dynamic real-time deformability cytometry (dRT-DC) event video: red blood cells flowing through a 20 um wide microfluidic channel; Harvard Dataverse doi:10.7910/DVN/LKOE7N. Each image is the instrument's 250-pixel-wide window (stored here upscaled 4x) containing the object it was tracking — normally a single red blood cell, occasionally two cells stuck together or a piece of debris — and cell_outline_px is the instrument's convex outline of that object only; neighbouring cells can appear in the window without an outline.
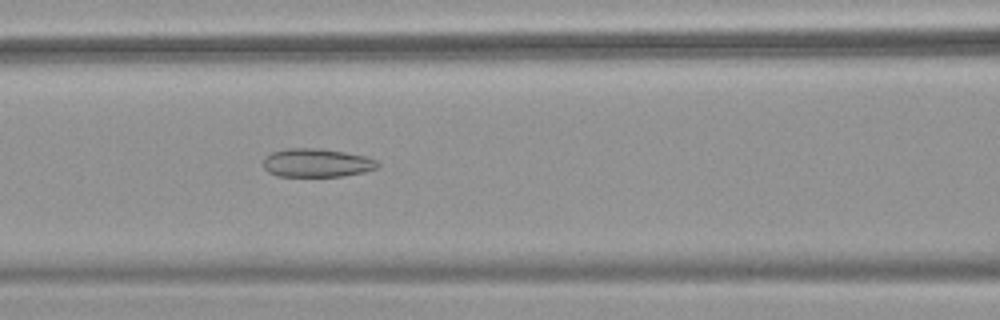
{"species": "common noctule bat (a hibernating species)", "species_latin": "Nyctalus noctula", "temperature_condition": "warm", "stored_images_in_passage": 38, "camera_frame_rate_fps": 3000, "um_per_image_px": 0.085, "animal": {"sex": "female", "body_mass_g": 18.4}, "frame": {"image": 1, "passage_image": 13, "time_ms": 4.0, "image_size_px": [1000, 320], "cell_outline_px": [[380, 164], [376, 168], [364, 172], [344, 176], [276, 176], [268, 172], [264, 168], [264, 156], [272, 152], [288, 148], [320, 148], [368, 156], [376, 160]], "centroid_in_image_um": [26.92, 13.84], "position_along_channel_um": 139.7, "area_um2": 19.13}}
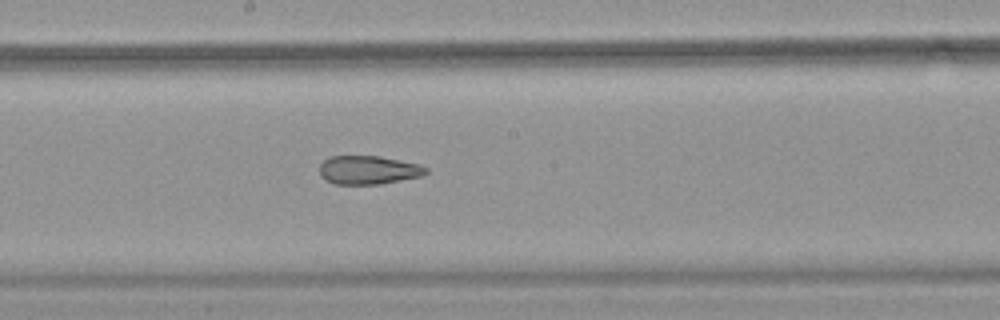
{"frame": {"image": 2, "passage_image": 19, "time_ms": 6.0, "image_size_px": [1000, 320], "cell_outline_px": [[428, 172], [424, 176], [380, 184], [336, 184], [324, 180], [320, 176], [320, 164], [324, 160], [332, 156], [380, 156], [420, 164], [428, 168]], "centroid_in_image_um": [31.34, 14.45], "position_along_channel_um": 216.9, "area_um2": 17.92}}
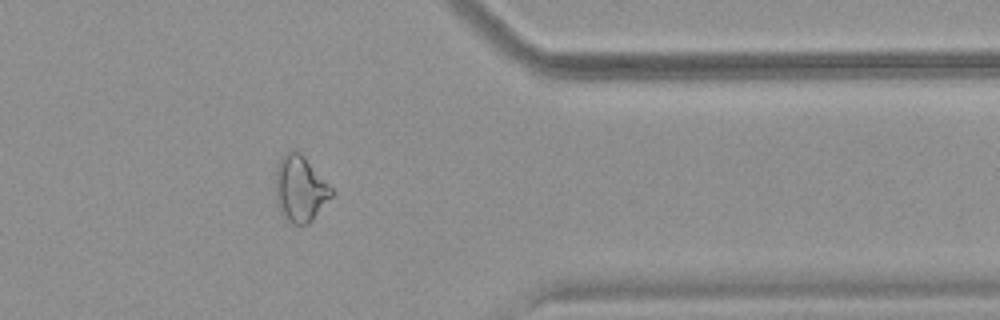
{"frame": {"image": 3, "passage_image": 33, "time_ms": 10.667, "image_size_px": [1000, 320], "cell_outline_px": [[336, 192], [312, 220], [308, 224], [292, 224], [284, 216], [276, 200], [276, 168], [284, 152], [300, 152], [304, 156]], "centroid_in_image_um": [25.54, 16.05], "position_along_channel_um": 385.9, "area_um2": 21.27}, "authors_computed_cell_mechanics": {"area_um2": 19.7676, "velocity_mm_per_s": 3.8823, "shape_relaxation_time_tau1_ms": null, "shape_relaxation_time_tau2_ms": 2.7709, "deformation_change_tau1": null, "deformation_change_tau2": 0.11}}